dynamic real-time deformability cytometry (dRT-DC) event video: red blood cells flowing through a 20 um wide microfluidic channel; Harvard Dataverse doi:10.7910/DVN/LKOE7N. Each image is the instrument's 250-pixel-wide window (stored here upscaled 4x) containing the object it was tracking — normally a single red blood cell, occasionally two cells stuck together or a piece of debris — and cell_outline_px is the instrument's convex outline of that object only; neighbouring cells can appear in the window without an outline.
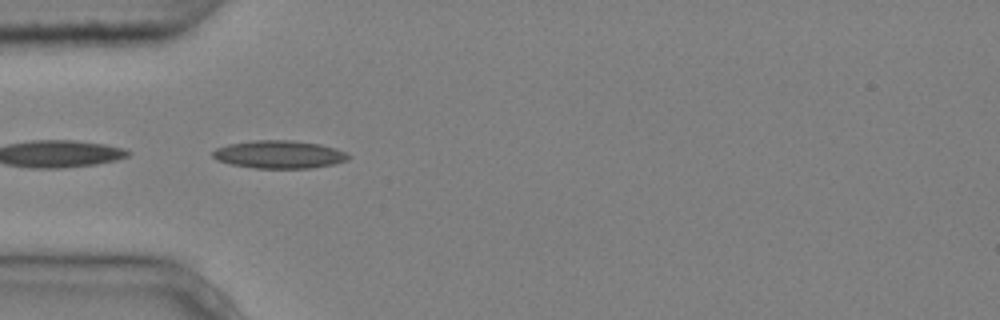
{"species": "common noctule bat (a hibernating species)", "species_latin": "Nyctalus noctula", "temperature_condition": "cold", "stored_images_in_passage": 7, "camera_frame_rate_fps": 3000, "um_per_image_px": 0.085, "animal": {"sex": "male", "body_mass_g": 20.4}, "frame": {"image": 1, "passage_image": 5, "time_ms": 1.333, "image_size_px": [1000, 320], "cell_outline_px": [[352, 156], [348, 160], [332, 164], [308, 168], [256, 168], [232, 164], [216, 160], [212, 156], [212, 152], [216, 148], [228, 144], [256, 140], [292, 140], [320, 144], [336, 148]], "centroid_in_image_um": [23.73, 13.12], "position_along_channel_um": 61.3, "area_um2": 21.96}}
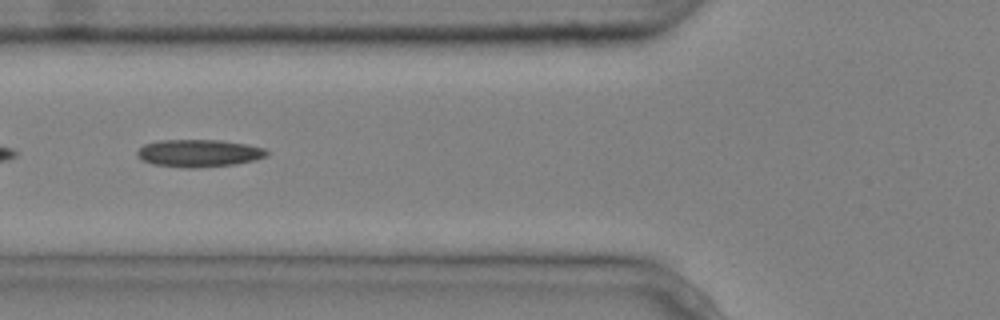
{"frame": {"image": 2, "passage_image": 6, "time_ms": 1.667, "image_size_px": [1000, 320], "cell_outline_px": [[268, 156], [256, 160], [232, 164], [196, 168], [184, 168], [152, 164], [136, 156], [136, 152], [144, 144], [160, 140], [220, 140], [244, 144], [264, 148], [268, 152]], "centroid_in_image_um": [16.89, 13.02], "position_along_channel_um": 108.9, "area_um2": 20.69}}